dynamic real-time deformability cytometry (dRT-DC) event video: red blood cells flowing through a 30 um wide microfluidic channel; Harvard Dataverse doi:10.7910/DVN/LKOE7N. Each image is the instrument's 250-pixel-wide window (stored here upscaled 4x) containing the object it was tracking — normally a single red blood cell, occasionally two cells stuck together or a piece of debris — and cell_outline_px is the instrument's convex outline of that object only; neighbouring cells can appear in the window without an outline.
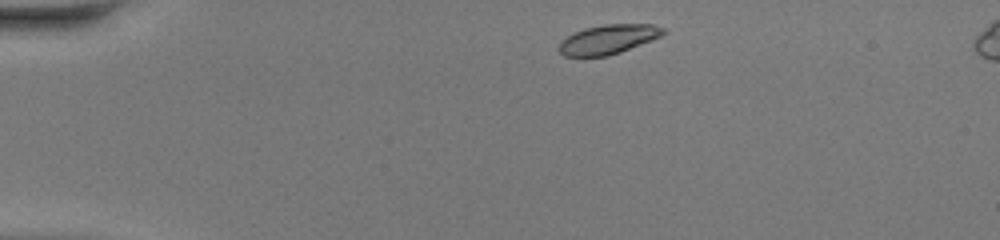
{"species": "common noctule bat (a hibernating species)", "species_latin": "Nyctalus noctula", "temperature_condition": "warm", "stored_images_in_passage": 40, "camera_frame_rate_fps": 3000, "um_per_image_px": 0.085, "animal": {"sex": "female", "body_mass_g": 20.0, "forearm_length_mm": 54.0}, "frame": {"image": 1, "passage_image": 2, "time_ms": 0.333, "image_size_px": [1000, 240], "cell_outline_px": [[668, 32], [652, 40], [620, 52], [608, 56], [564, 56], [556, 48], [560, 40], [584, 28], [604, 24], [652, 24], [668, 28]], "centroid_in_image_um": [51.72, 3.33], "position_along_channel_um": 33.3, "area_um2": 18.03}}
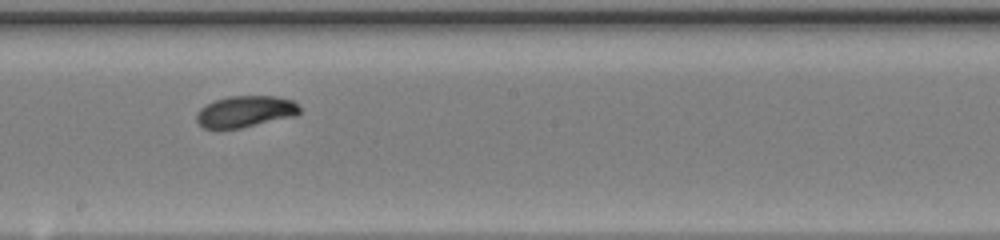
{"frame": {"image": 2, "passage_image": 20, "time_ms": 6.333, "image_size_px": [1000, 240], "cell_outline_px": [[300, 112], [296, 116], [240, 128], [216, 132], [204, 128], [196, 120], [196, 112], [200, 108], [216, 100], [228, 96], [276, 96], [292, 100], [300, 108]], "centroid_in_image_um": [20.8, 9.52], "position_along_channel_um": 227.4, "area_um2": 19.31}}
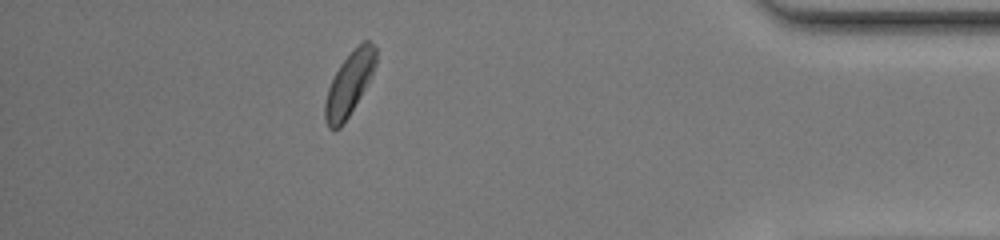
{"frame": {"image": 3, "passage_image": 35, "time_ms": 11.333, "image_size_px": [1000, 240], "cell_outline_px": [[376, 64], [372, 76], [348, 116], [340, 128], [328, 128], [324, 120], [324, 104], [328, 88], [340, 64], [364, 40], [368, 40], [376, 44]], "centroid_in_image_um": [29.69, 7.13], "position_along_channel_um": 405.5, "area_um2": 18.44}, "authors_computed_cell_mechanics": {"area_um2": 18.9006, "velocity_mm_per_s": 4.343, "shape_relaxation_time_tau1_ms": 3.0618, "shape_relaxation_time_tau2_ms": null, "deformation_change_tau1": 0.1227, "deformation_change_tau2": null}}